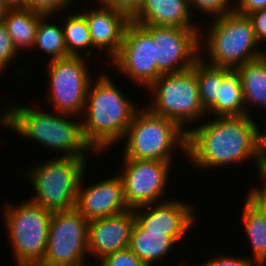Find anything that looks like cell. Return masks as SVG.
I'll list each match as a JSON object with an SVG mask.
<instances>
[{
    "label": "cell",
    "mask_w": 266,
    "mask_h": 266,
    "mask_svg": "<svg viewBox=\"0 0 266 266\" xmlns=\"http://www.w3.org/2000/svg\"><path fill=\"white\" fill-rule=\"evenodd\" d=\"M105 5L111 6L124 12L131 17L140 7L143 0H97Z\"/></svg>",
    "instance_id": "obj_34"
},
{
    "label": "cell",
    "mask_w": 266,
    "mask_h": 266,
    "mask_svg": "<svg viewBox=\"0 0 266 266\" xmlns=\"http://www.w3.org/2000/svg\"><path fill=\"white\" fill-rule=\"evenodd\" d=\"M8 7L5 5L4 0H0V22L3 21L4 14L6 13Z\"/></svg>",
    "instance_id": "obj_38"
},
{
    "label": "cell",
    "mask_w": 266,
    "mask_h": 266,
    "mask_svg": "<svg viewBox=\"0 0 266 266\" xmlns=\"http://www.w3.org/2000/svg\"><path fill=\"white\" fill-rule=\"evenodd\" d=\"M231 0H189L190 10L192 8L205 14L215 15L214 18L221 17L234 10V5H231Z\"/></svg>",
    "instance_id": "obj_27"
},
{
    "label": "cell",
    "mask_w": 266,
    "mask_h": 266,
    "mask_svg": "<svg viewBox=\"0 0 266 266\" xmlns=\"http://www.w3.org/2000/svg\"><path fill=\"white\" fill-rule=\"evenodd\" d=\"M45 14L32 11L28 8H8L4 14L3 23L7 27L15 48H33L36 38V30L40 19Z\"/></svg>",
    "instance_id": "obj_19"
},
{
    "label": "cell",
    "mask_w": 266,
    "mask_h": 266,
    "mask_svg": "<svg viewBox=\"0 0 266 266\" xmlns=\"http://www.w3.org/2000/svg\"><path fill=\"white\" fill-rule=\"evenodd\" d=\"M148 89L156 93L147 108L155 115L175 121L182 129L207 115L200 101L196 61L189 70L161 74Z\"/></svg>",
    "instance_id": "obj_8"
},
{
    "label": "cell",
    "mask_w": 266,
    "mask_h": 266,
    "mask_svg": "<svg viewBox=\"0 0 266 266\" xmlns=\"http://www.w3.org/2000/svg\"><path fill=\"white\" fill-rule=\"evenodd\" d=\"M176 241L166 232H146L136 222L131 234V251L148 266L168 256Z\"/></svg>",
    "instance_id": "obj_20"
},
{
    "label": "cell",
    "mask_w": 266,
    "mask_h": 266,
    "mask_svg": "<svg viewBox=\"0 0 266 266\" xmlns=\"http://www.w3.org/2000/svg\"><path fill=\"white\" fill-rule=\"evenodd\" d=\"M79 266H93V265H87L86 263L85 264H82V265H79ZM95 266V265H94Z\"/></svg>",
    "instance_id": "obj_40"
},
{
    "label": "cell",
    "mask_w": 266,
    "mask_h": 266,
    "mask_svg": "<svg viewBox=\"0 0 266 266\" xmlns=\"http://www.w3.org/2000/svg\"><path fill=\"white\" fill-rule=\"evenodd\" d=\"M134 223L132 209L89 221L88 254H92L100 261L111 253L128 248Z\"/></svg>",
    "instance_id": "obj_16"
},
{
    "label": "cell",
    "mask_w": 266,
    "mask_h": 266,
    "mask_svg": "<svg viewBox=\"0 0 266 266\" xmlns=\"http://www.w3.org/2000/svg\"><path fill=\"white\" fill-rule=\"evenodd\" d=\"M132 210L135 222L146 232H166L176 242L195 224L197 215L189 203L175 199H163L155 205L139 206Z\"/></svg>",
    "instance_id": "obj_14"
},
{
    "label": "cell",
    "mask_w": 266,
    "mask_h": 266,
    "mask_svg": "<svg viewBox=\"0 0 266 266\" xmlns=\"http://www.w3.org/2000/svg\"><path fill=\"white\" fill-rule=\"evenodd\" d=\"M216 117L246 115L240 77L232 70L222 81L215 104L207 111Z\"/></svg>",
    "instance_id": "obj_22"
},
{
    "label": "cell",
    "mask_w": 266,
    "mask_h": 266,
    "mask_svg": "<svg viewBox=\"0 0 266 266\" xmlns=\"http://www.w3.org/2000/svg\"><path fill=\"white\" fill-rule=\"evenodd\" d=\"M253 23L254 33L258 43L266 41V9L252 12L248 15Z\"/></svg>",
    "instance_id": "obj_33"
},
{
    "label": "cell",
    "mask_w": 266,
    "mask_h": 266,
    "mask_svg": "<svg viewBox=\"0 0 266 266\" xmlns=\"http://www.w3.org/2000/svg\"><path fill=\"white\" fill-rule=\"evenodd\" d=\"M0 116V123L5 128L49 149L64 152L62 157L86 158V152L93 151L83 138L81 122L69 120L73 117L71 114L57 112L55 115L15 105L8 107Z\"/></svg>",
    "instance_id": "obj_3"
},
{
    "label": "cell",
    "mask_w": 266,
    "mask_h": 266,
    "mask_svg": "<svg viewBox=\"0 0 266 266\" xmlns=\"http://www.w3.org/2000/svg\"><path fill=\"white\" fill-rule=\"evenodd\" d=\"M50 17V15H44L40 19L34 47H39L41 51L43 50L48 56L50 55L52 57L50 60L70 56L64 42L63 26L59 27L57 24L48 23L47 18L50 19Z\"/></svg>",
    "instance_id": "obj_25"
},
{
    "label": "cell",
    "mask_w": 266,
    "mask_h": 266,
    "mask_svg": "<svg viewBox=\"0 0 266 266\" xmlns=\"http://www.w3.org/2000/svg\"><path fill=\"white\" fill-rule=\"evenodd\" d=\"M99 262L100 263L97 264L98 266H148L139 259L129 247L111 253Z\"/></svg>",
    "instance_id": "obj_28"
},
{
    "label": "cell",
    "mask_w": 266,
    "mask_h": 266,
    "mask_svg": "<svg viewBox=\"0 0 266 266\" xmlns=\"http://www.w3.org/2000/svg\"><path fill=\"white\" fill-rule=\"evenodd\" d=\"M259 141L262 150V154L266 153V132H259Z\"/></svg>",
    "instance_id": "obj_37"
},
{
    "label": "cell",
    "mask_w": 266,
    "mask_h": 266,
    "mask_svg": "<svg viewBox=\"0 0 266 266\" xmlns=\"http://www.w3.org/2000/svg\"><path fill=\"white\" fill-rule=\"evenodd\" d=\"M81 178L78 186L76 208L88 220L105 218L129 209L124 198L120 175L103 179L88 187Z\"/></svg>",
    "instance_id": "obj_15"
},
{
    "label": "cell",
    "mask_w": 266,
    "mask_h": 266,
    "mask_svg": "<svg viewBox=\"0 0 266 266\" xmlns=\"http://www.w3.org/2000/svg\"><path fill=\"white\" fill-rule=\"evenodd\" d=\"M232 70L207 64L202 55L196 60L199 96L206 112L215 104L222 81Z\"/></svg>",
    "instance_id": "obj_23"
},
{
    "label": "cell",
    "mask_w": 266,
    "mask_h": 266,
    "mask_svg": "<svg viewBox=\"0 0 266 266\" xmlns=\"http://www.w3.org/2000/svg\"><path fill=\"white\" fill-rule=\"evenodd\" d=\"M86 159L60 155L31 167L28 178L36 192L29 200L52 213L76 207Z\"/></svg>",
    "instance_id": "obj_6"
},
{
    "label": "cell",
    "mask_w": 266,
    "mask_h": 266,
    "mask_svg": "<svg viewBox=\"0 0 266 266\" xmlns=\"http://www.w3.org/2000/svg\"><path fill=\"white\" fill-rule=\"evenodd\" d=\"M8 8H27V0H4Z\"/></svg>",
    "instance_id": "obj_36"
},
{
    "label": "cell",
    "mask_w": 266,
    "mask_h": 266,
    "mask_svg": "<svg viewBox=\"0 0 266 266\" xmlns=\"http://www.w3.org/2000/svg\"><path fill=\"white\" fill-rule=\"evenodd\" d=\"M155 42L157 78L161 74L180 73L193 67L199 53V29L172 26H143Z\"/></svg>",
    "instance_id": "obj_11"
},
{
    "label": "cell",
    "mask_w": 266,
    "mask_h": 266,
    "mask_svg": "<svg viewBox=\"0 0 266 266\" xmlns=\"http://www.w3.org/2000/svg\"><path fill=\"white\" fill-rule=\"evenodd\" d=\"M261 9H266V0H238V5H234V10L242 15H249Z\"/></svg>",
    "instance_id": "obj_35"
},
{
    "label": "cell",
    "mask_w": 266,
    "mask_h": 266,
    "mask_svg": "<svg viewBox=\"0 0 266 266\" xmlns=\"http://www.w3.org/2000/svg\"><path fill=\"white\" fill-rule=\"evenodd\" d=\"M261 173L266 176V153L263 154V163Z\"/></svg>",
    "instance_id": "obj_39"
},
{
    "label": "cell",
    "mask_w": 266,
    "mask_h": 266,
    "mask_svg": "<svg viewBox=\"0 0 266 266\" xmlns=\"http://www.w3.org/2000/svg\"><path fill=\"white\" fill-rule=\"evenodd\" d=\"M248 115L215 117L193 129H186L187 158L196 167H229L254 159L259 173L263 154L259 127Z\"/></svg>",
    "instance_id": "obj_1"
},
{
    "label": "cell",
    "mask_w": 266,
    "mask_h": 266,
    "mask_svg": "<svg viewBox=\"0 0 266 266\" xmlns=\"http://www.w3.org/2000/svg\"><path fill=\"white\" fill-rule=\"evenodd\" d=\"M51 216L52 212L30 200L5 206L4 222L17 266H37L43 260Z\"/></svg>",
    "instance_id": "obj_7"
},
{
    "label": "cell",
    "mask_w": 266,
    "mask_h": 266,
    "mask_svg": "<svg viewBox=\"0 0 266 266\" xmlns=\"http://www.w3.org/2000/svg\"><path fill=\"white\" fill-rule=\"evenodd\" d=\"M259 174L264 178V187L251 189L246 199L266 217V176L261 172Z\"/></svg>",
    "instance_id": "obj_32"
},
{
    "label": "cell",
    "mask_w": 266,
    "mask_h": 266,
    "mask_svg": "<svg viewBox=\"0 0 266 266\" xmlns=\"http://www.w3.org/2000/svg\"><path fill=\"white\" fill-rule=\"evenodd\" d=\"M99 4V8L82 14L87 20L93 48L104 49L111 61L120 51L125 29L131 19L122 11L100 1Z\"/></svg>",
    "instance_id": "obj_17"
},
{
    "label": "cell",
    "mask_w": 266,
    "mask_h": 266,
    "mask_svg": "<svg viewBox=\"0 0 266 266\" xmlns=\"http://www.w3.org/2000/svg\"><path fill=\"white\" fill-rule=\"evenodd\" d=\"M124 198L129 209L163 202L171 162L123 158ZM160 201H159V200Z\"/></svg>",
    "instance_id": "obj_12"
},
{
    "label": "cell",
    "mask_w": 266,
    "mask_h": 266,
    "mask_svg": "<svg viewBox=\"0 0 266 266\" xmlns=\"http://www.w3.org/2000/svg\"><path fill=\"white\" fill-rule=\"evenodd\" d=\"M242 85L246 115H250L249 103L266 108V54L237 67Z\"/></svg>",
    "instance_id": "obj_21"
},
{
    "label": "cell",
    "mask_w": 266,
    "mask_h": 266,
    "mask_svg": "<svg viewBox=\"0 0 266 266\" xmlns=\"http://www.w3.org/2000/svg\"><path fill=\"white\" fill-rule=\"evenodd\" d=\"M72 1L73 0H27V8L52 16L58 11L65 9Z\"/></svg>",
    "instance_id": "obj_30"
},
{
    "label": "cell",
    "mask_w": 266,
    "mask_h": 266,
    "mask_svg": "<svg viewBox=\"0 0 266 266\" xmlns=\"http://www.w3.org/2000/svg\"><path fill=\"white\" fill-rule=\"evenodd\" d=\"M89 221L74 207L53 212L47 248L37 266H79L88 254ZM87 253V254H85Z\"/></svg>",
    "instance_id": "obj_9"
},
{
    "label": "cell",
    "mask_w": 266,
    "mask_h": 266,
    "mask_svg": "<svg viewBox=\"0 0 266 266\" xmlns=\"http://www.w3.org/2000/svg\"><path fill=\"white\" fill-rule=\"evenodd\" d=\"M97 78L89 84L81 125L85 142L98 153L121 141L139 109L108 75Z\"/></svg>",
    "instance_id": "obj_2"
},
{
    "label": "cell",
    "mask_w": 266,
    "mask_h": 266,
    "mask_svg": "<svg viewBox=\"0 0 266 266\" xmlns=\"http://www.w3.org/2000/svg\"><path fill=\"white\" fill-rule=\"evenodd\" d=\"M123 158L171 162L172 149L180 147L186 153V128L175 121L139 109L128 126ZM179 145V146H178Z\"/></svg>",
    "instance_id": "obj_5"
},
{
    "label": "cell",
    "mask_w": 266,
    "mask_h": 266,
    "mask_svg": "<svg viewBox=\"0 0 266 266\" xmlns=\"http://www.w3.org/2000/svg\"><path fill=\"white\" fill-rule=\"evenodd\" d=\"M64 22V42L69 55L81 56V49H92L89 27L82 13L70 14Z\"/></svg>",
    "instance_id": "obj_26"
},
{
    "label": "cell",
    "mask_w": 266,
    "mask_h": 266,
    "mask_svg": "<svg viewBox=\"0 0 266 266\" xmlns=\"http://www.w3.org/2000/svg\"><path fill=\"white\" fill-rule=\"evenodd\" d=\"M209 27L206 40L202 39V33L199 34V51L206 46L205 49L209 52L207 64L235 70L240 65L266 54L257 47L259 43L248 15L232 10L214 18ZM202 41H207L204 46Z\"/></svg>",
    "instance_id": "obj_4"
},
{
    "label": "cell",
    "mask_w": 266,
    "mask_h": 266,
    "mask_svg": "<svg viewBox=\"0 0 266 266\" xmlns=\"http://www.w3.org/2000/svg\"><path fill=\"white\" fill-rule=\"evenodd\" d=\"M18 50L15 48L8 33L7 27L0 22V71L2 72L17 57Z\"/></svg>",
    "instance_id": "obj_29"
},
{
    "label": "cell",
    "mask_w": 266,
    "mask_h": 266,
    "mask_svg": "<svg viewBox=\"0 0 266 266\" xmlns=\"http://www.w3.org/2000/svg\"><path fill=\"white\" fill-rule=\"evenodd\" d=\"M191 13L189 0H143L139 9L130 19L142 26L156 25L199 29L192 22Z\"/></svg>",
    "instance_id": "obj_18"
},
{
    "label": "cell",
    "mask_w": 266,
    "mask_h": 266,
    "mask_svg": "<svg viewBox=\"0 0 266 266\" xmlns=\"http://www.w3.org/2000/svg\"><path fill=\"white\" fill-rule=\"evenodd\" d=\"M243 210V223L251 242L254 263L266 266V217L247 199Z\"/></svg>",
    "instance_id": "obj_24"
},
{
    "label": "cell",
    "mask_w": 266,
    "mask_h": 266,
    "mask_svg": "<svg viewBox=\"0 0 266 266\" xmlns=\"http://www.w3.org/2000/svg\"><path fill=\"white\" fill-rule=\"evenodd\" d=\"M254 260L251 258H239V257H230V256H214L210 260L202 263L201 265L197 266H254Z\"/></svg>",
    "instance_id": "obj_31"
},
{
    "label": "cell",
    "mask_w": 266,
    "mask_h": 266,
    "mask_svg": "<svg viewBox=\"0 0 266 266\" xmlns=\"http://www.w3.org/2000/svg\"><path fill=\"white\" fill-rule=\"evenodd\" d=\"M85 57L67 56L49 60L47 68L50 92L47 97L56 113L80 116L84 113L87 90L91 82Z\"/></svg>",
    "instance_id": "obj_10"
},
{
    "label": "cell",
    "mask_w": 266,
    "mask_h": 266,
    "mask_svg": "<svg viewBox=\"0 0 266 266\" xmlns=\"http://www.w3.org/2000/svg\"><path fill=\"white\" fill-rule=\"evenodd\" d=\"M128 78L148 88L157 79L155 42L140 24L130 21L119 53L110 61Z\"/></svg>",
    "instance_id": "obj_13"
}]
</instances>
